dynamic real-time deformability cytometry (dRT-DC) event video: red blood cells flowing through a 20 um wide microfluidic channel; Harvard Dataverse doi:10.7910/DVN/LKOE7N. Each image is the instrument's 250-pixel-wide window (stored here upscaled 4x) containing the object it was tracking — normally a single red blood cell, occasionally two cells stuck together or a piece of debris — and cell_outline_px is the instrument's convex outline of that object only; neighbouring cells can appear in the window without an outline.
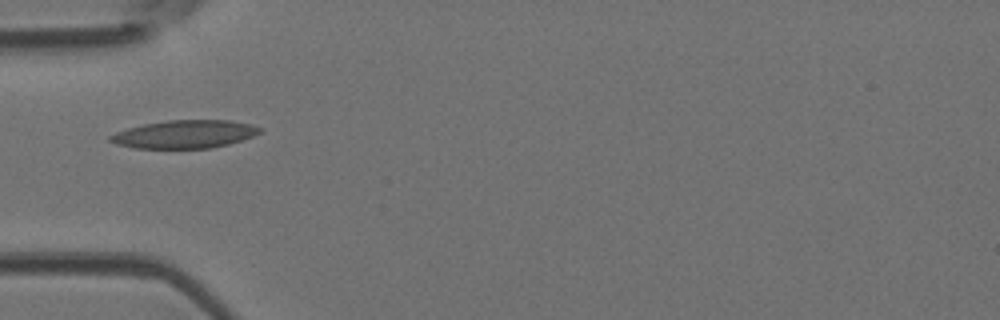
{"species": "Egyptian fruit bat (a non-hibernating species)", "species_latin": "Rousettus aegyptiacus", "temperature_condition": "room temperature", "stored_images_in_passage": 3, "camera_frame_rate_fps": 3000, "um_per_image_px": 0.085, "animal": {"sex": "female"}, "frame": {"image": 1, "passage_image": 1, "time_ms": 0.0, "image_size_px": [1000, 320], "cell_outline_px": [[260, 132], [252, 136], [228, 144], [212, 148], [132, 148], [116, 144], [108, 140], [108, 136], [116, 132], [128, 128], [144, 124], [168, 120], [228, 120], [252, 124], [260, 128]], "centroid_in_image_um": [15.65, 11.41], "position_along_channel_um": 69.3, "area_um2": 24.33}}
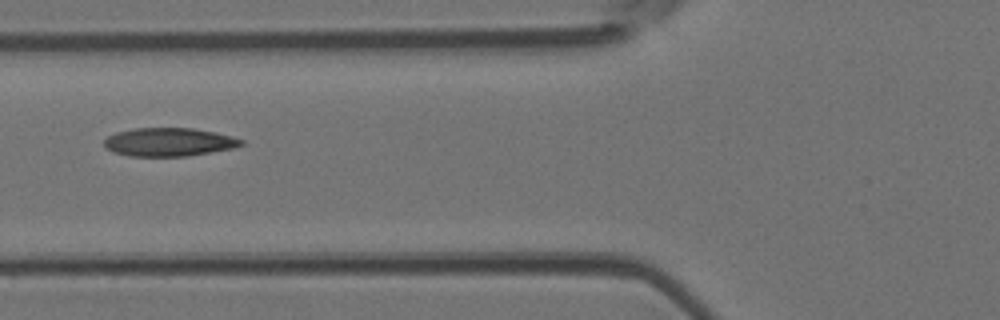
{"frame": {"image": 2, "passage_image": 2, "time_ms": 0.333, "image_size_px": [1000, 320], "cell_outline_px": [[244, 144], [232, 148], [188, 156], [128, 156], [112, 152], [104, 148], [104, 140], [108, 136], [116, 132], [136, 128], [192, 128], [216, 132], [232, 136], [244, 140]], "centroid_in_image_um": [14.34, 12.07], "position_along_channel_um": 111.5, "area_um2": 22.77}}
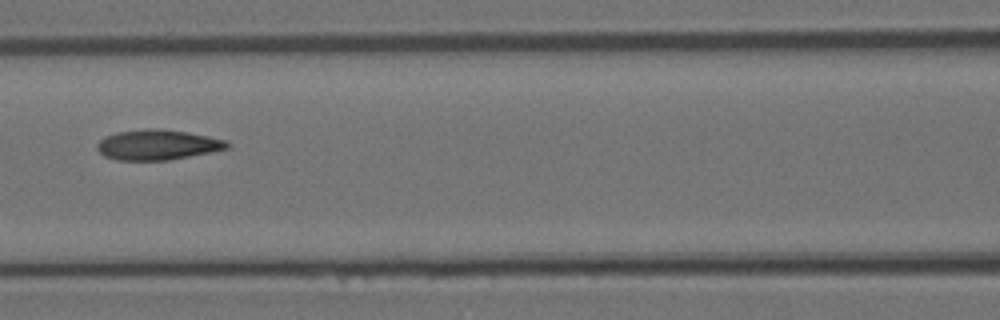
{"frame": {"image": 3, "passage_image": 3, "time_ms": 0.667, "image_size_px": [1000, 320], "cell_outline_px": [[232, 144], [228, 148], [212, 152], [168, 160], [116, 160], [104, 156], [96, 148], [96, 144], [104, 136], [116, 132], [144, 128], [156, 128], [184, 132], [208, 136], [228, 140]], "centroid_in_image_um": [13.38, 12.3], "position_along_channel_um": 153.2, "area_um2": 23.06}}